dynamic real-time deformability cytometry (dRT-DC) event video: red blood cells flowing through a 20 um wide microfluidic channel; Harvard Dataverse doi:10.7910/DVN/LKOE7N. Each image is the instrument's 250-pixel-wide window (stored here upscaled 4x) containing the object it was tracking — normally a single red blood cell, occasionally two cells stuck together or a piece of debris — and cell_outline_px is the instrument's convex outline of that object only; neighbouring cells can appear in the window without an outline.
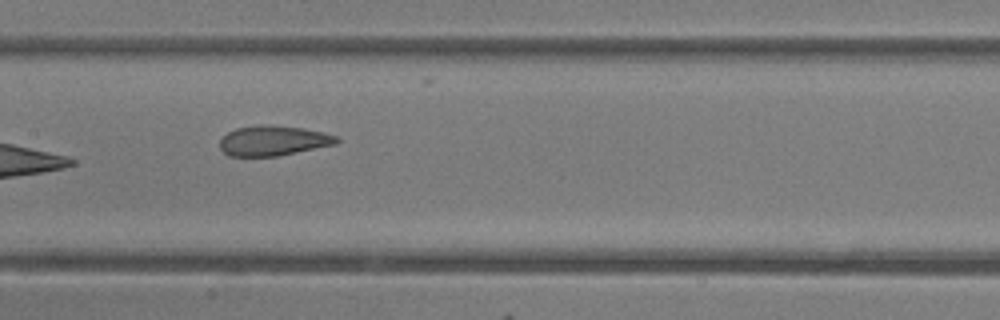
{"species": "common noctule bat (a hibernating species)", "species_latin": "Nyctalus noctula", "temperature_condition": "room temperature", "stored_images_in_passage": 8, "camera_frame_rate_fps": 3000, "um_per_image_px": 0.085, "animal": {"sex": "female"}, "frame": {"image": 1, "passage_image": 8, "time_ms": 8.0, "image_size_px": [1000, 320], "cell_outline_px": [[340, 140], [336, 144], [276, 156], [228, 156], [220, 148], [220, 140], [228, 132], [236, 128], [304, 128], [324, 132], [336, 136]], "centroid_in_image_um": [23.25, 12.01], "position_along_channel_um": 184.2, "area_um2": 19.36}}